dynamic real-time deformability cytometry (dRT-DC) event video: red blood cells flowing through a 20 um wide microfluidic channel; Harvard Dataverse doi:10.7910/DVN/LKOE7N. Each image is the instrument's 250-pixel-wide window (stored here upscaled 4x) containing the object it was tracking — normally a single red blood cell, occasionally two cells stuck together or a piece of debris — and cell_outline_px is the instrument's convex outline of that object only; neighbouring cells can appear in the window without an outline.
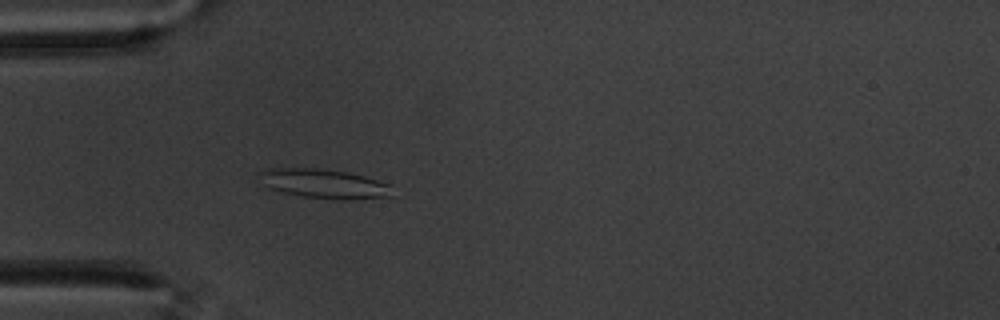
{"species": "common noctule bat (a hibernating species)", "species_latin": "Nyctalus noctula", "temperature_condition": "warm", "stored_images_in_passage": 59, "camera_frame_rate_fps": 3000, "um_per_image_px": 0.085, "animal": {"sex": "male", "body_mass_g": 20.1, "forearm_length_mm": 53.5}, "frame": {"image": 1, "passage_image": 18, "time_ms": 5.667, "image_size_px": [1000, 320], "cell_outline_px": [[392, 196], [344, 200], [340, 200], [300, 196], [268, 188], [264, 184], [260, 172], [268, 168], [316, 168], [348, 172], [364, 176], [392, 184]], "centroid_in_image_um": [27.6, 15.62], "position_along_channel_um": 57.4, "area_um2": 22.66}}
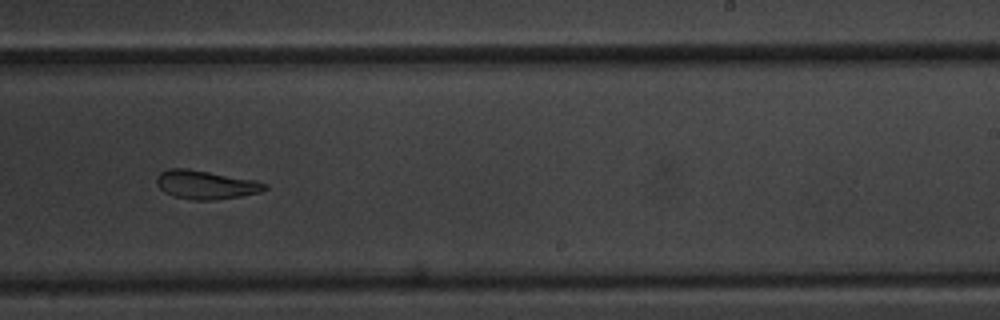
{"frame": {"image": 2, "passage_image": 37, "time_ms": 12.0, "image_size_px": [1000, 320], "cell_outline_px": [[268, 188], [260, 192], [240, 196], [212, 200], [196, 200], [172, 196], [164, 192], [156, 184], [156, 176], [160, 172], [172, 168], [188, 168], [256, 180], [268, 184]], "centroid_in_image_um": [17.48, 15.69], "position_along_channel_um": 271.5, "area_um2": 18.15}}
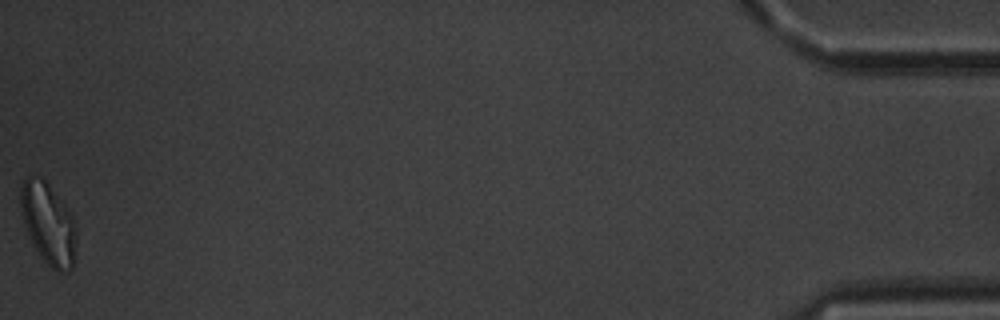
{"frame": {"image": 3, "passage_image": 59, "time_ms": 19.333, "image_size_px": [1000, 320], "cell_outline_px": [[76, 244], [72, 268], [68, 272], [56, 272], [40, 256], [32, 244], [28, 236], [20, 212], [20, 184], [24, 176], [40, 176], [48, 184], [64, 204], [72, 216], [76, 228]], "centroid_in_image_um": [4.07, 19.0], "position_along_channel_um": 431.1, "area_um2": 26.7}, "authors_computed_cell_mechanics": {"area_um2": 20.6924, "velocity_mm_per_s": 3.4553, "shape_relaxation_time_tau1_ms": 9.4432, "shape_relaxation_time_tau2_ms": 8.1376, "deformation_change_tau1": 0.1791, "deformation_change_tau2": 0.1765}}